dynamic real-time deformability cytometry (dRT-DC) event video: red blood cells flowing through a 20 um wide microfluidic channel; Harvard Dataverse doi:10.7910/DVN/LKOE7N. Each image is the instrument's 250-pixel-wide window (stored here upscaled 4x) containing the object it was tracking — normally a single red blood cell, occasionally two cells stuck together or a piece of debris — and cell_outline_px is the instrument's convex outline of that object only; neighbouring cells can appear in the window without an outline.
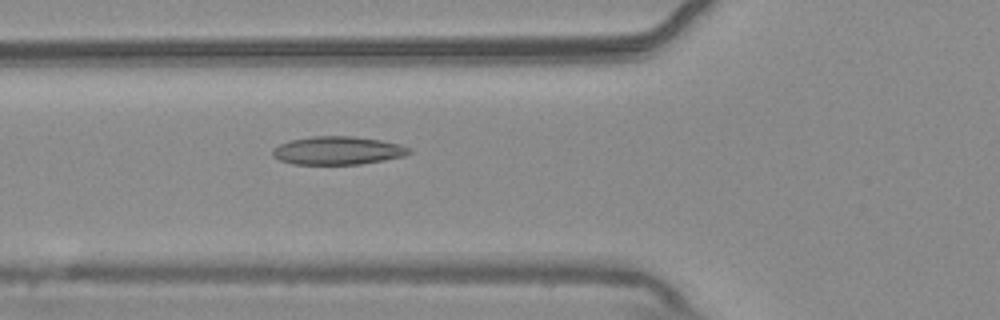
{"species": "common noctule bat (a hibernating species)", "species_latin": "Nyctalus noctula", "temperature_condition": "warm", "stored_images_in_passage": 54, "camera_frame_rate_fps": 3000, "um_per_image_px": 0.085, "animal": {"sex": "male", "body_mass_g": 20.4}, "frame": {"image": 1, "passage_image": 20, "time_ms": 6.333, "image_size_px": [1000, 320], "cell_outline_px": [[412, 152], [404, 156], [384, 160], [360, 164], [292, 164], [280, 160], [272, 156], [272, 148], [280, 144], [292, 140], [312, 136], [352, 136], [380, 140], [400, 144], [412, 148]], "centroid_in_image_um": [28.72, 12.79], "position_along_channel_um": 97.1, "area_um2": 22.48}}
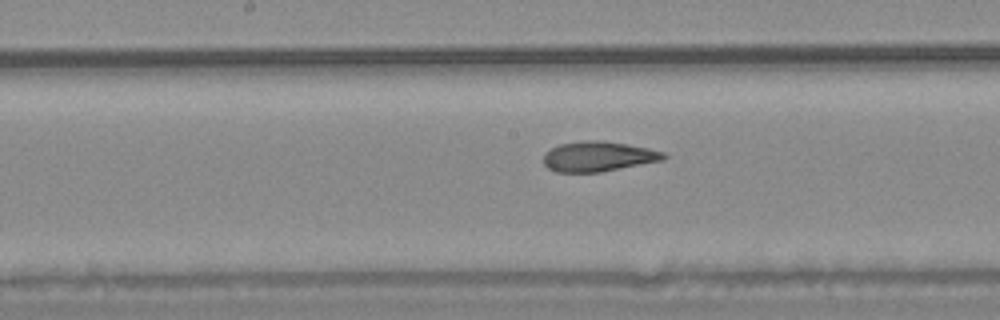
{"frame": {"image": 2, "passage_image": 28, "time_ms": 9.0, "image_size_px": [1000, 320], "cell_outline_px": [[668, 156], [664, 160], [600, 172], [556, 172], [548, 168], [544, 164], [544, 152], [560, 144], [588, 140], [600, 140], [628, 144], [648, 148], [664, 152]], "centroid_in_image_um": [50.86, 13.3], "position_along_channel_um": 197.3, "area_um2": 21.04}}
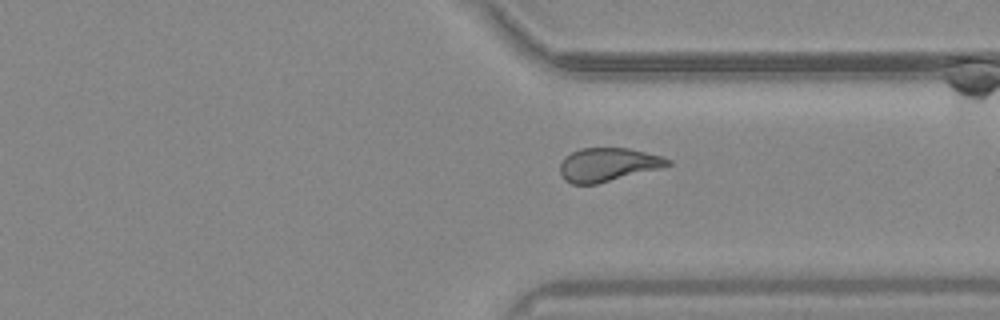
{"frame": {"image": 3, "passage_image": 41, "time_ms": 13.333, "image_size_px": [1000, 320], "cell_outline_px": [[672, 164], [664, 168], [596, 184], [572, 184], [564, 180], [560, 172], [560, 164], [564, 156], [580, 148], [628, 148], [660, 156], [672, 160]], "centroid_in_image_um": [51.68, 14.0], "position_along_channel_um": 359.7, "area_um2": 21.21}, "authors_computed_cell_mechanics": {"area_um2": 22.4264, "velocity_mm_per_s": 3.7505, "shape_relaxation_time_tau1_ms": null, "shape_relaxation_time_tau2_ms": 2.2744, "deformation_change_tau1": null, "deformation_change_tau2": 0.0915}}